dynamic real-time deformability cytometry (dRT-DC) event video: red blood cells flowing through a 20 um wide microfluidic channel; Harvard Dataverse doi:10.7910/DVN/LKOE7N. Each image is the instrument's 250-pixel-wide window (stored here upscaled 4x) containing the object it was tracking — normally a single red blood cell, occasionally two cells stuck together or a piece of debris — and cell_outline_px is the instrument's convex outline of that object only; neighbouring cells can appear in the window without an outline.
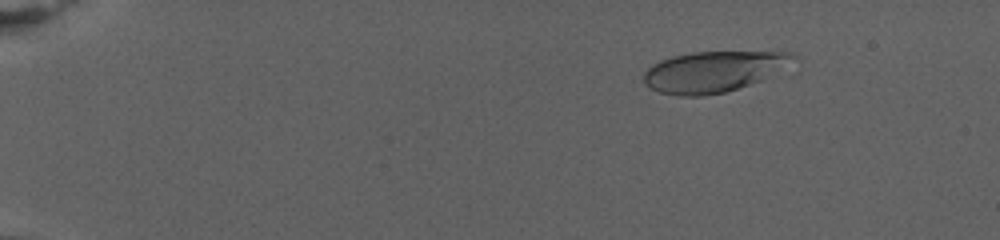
{"species": "human", "species_latin": "Homo sapiens", "temperature_condition": "warm", "stored_images_in_passage": 74, "camera_frame_rate_fps": 3000, "um_per_image_px": 0.085, "donor": {"sex": "female"}, "frame": {"image": 1, "passage_image": 7, "time_ms": 2.0, "image_size_px": [1000, 240], "cell_outline_px": [[800, 60], [760, 80], [724, 92], [700, 96], [680, 96], [660, 92], [644, 84], [644, 72], [652, 64], [660, 60], [672, 56], [692, 52], [792, 52]], "centroid_in_image_um": [60.65, 6.07], "position_along_channel_um": 24.4, "area_um2": 35.37}}
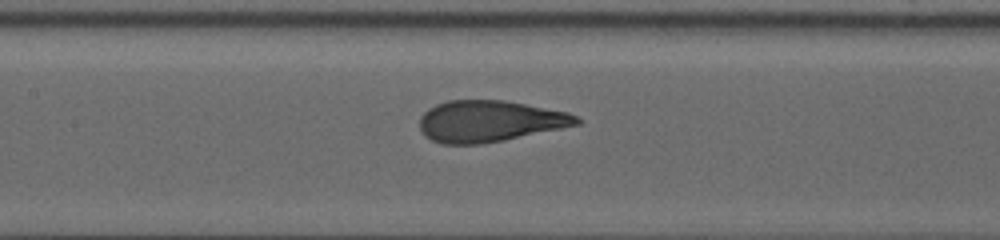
{"frame": {"image": 2, "passage_image": 36, "time_ms": 11.667, "image_size_px": [1000, 240], "cell_outline_px": [[584, 120], [580, 124], [504, 140], [480, 144], [440, 144], [424, 136], [420, 132], [420, 116], [428, 108], [436, 104], [448, 100], [504, 100], [568, 112]], "centroid_in_image_um": [41.59, 10.3], "position_along_channel_um": 165.8, "area_um2": 37.97}}
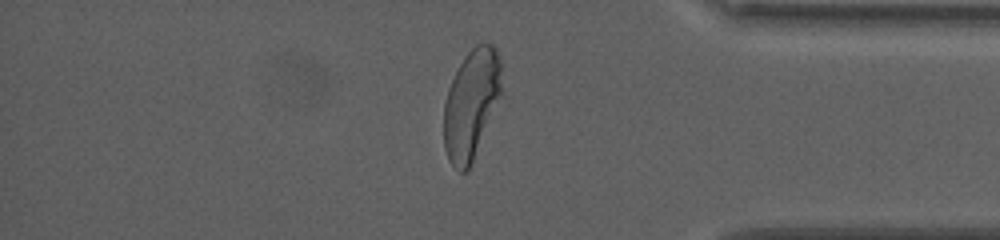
{"frame": {"image": 3, "passage_image": 63, "time_ms": 20.667, "image_size_px": [1000, 240], "cell_outline_px": [[508, 96], [468, 172], [460, 172], [448, 160], [444, 148], [444, 104], [448, 88], [464, 56], [476, 44], [492, 44], [496, 48], [500, 60]], "centroid_in_image_um": [40.2, 8.9], "position_along_channel_um": 395.0, "area_um2": 39.59}}